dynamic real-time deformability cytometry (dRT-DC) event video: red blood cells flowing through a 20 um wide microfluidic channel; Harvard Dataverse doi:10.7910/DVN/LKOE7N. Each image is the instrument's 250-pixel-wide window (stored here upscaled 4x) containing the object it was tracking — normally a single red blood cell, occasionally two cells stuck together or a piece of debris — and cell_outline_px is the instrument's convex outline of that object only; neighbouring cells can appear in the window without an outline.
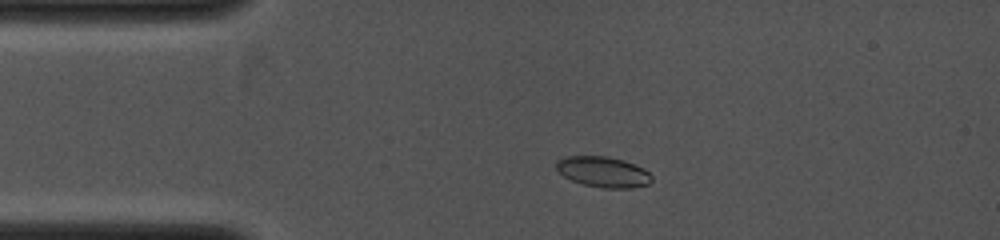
{"species": "common noctule bat (a hibernating species)", "species_latin": "Nyctalus noctula", "temperature_condition": "cold", "stored_images_in_passage": 11, "camera_frame_rate_fps": 4000, "um_per_image_px": 0.085, "animal": {"sex": "female", "body_mass_g": 19.0, "forearm_length_mm": 53.3}, "frame": {"image": 1, "passage_image": 1, "time_ms": 0.0, "image_size_px": [1000, 240], "cell_outline_px": [[652, 180], [648, 184], [632, 188], [604, 188], [584, 184], [572, 180], [564, 176], [556, 168], [556, 160], [564, 156], [608, 156], [624, 160], [644, 168], [652, 176]], "centroid_in_image_um": [51.28, 14.6], "position_along_channel_um": 33.7, "area_um2": 17.05}}
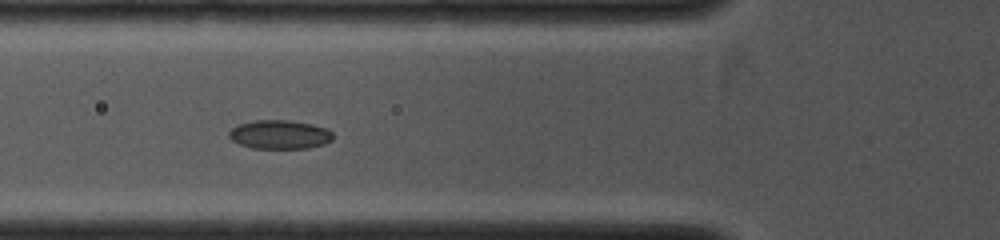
{"frame": {"image": 2, "passage_image": 6, "time_ms": 2.0, "image_size_px": [1000, 240], "cell_outline_px": [[332, 140], [324, 144], [308, 148], [252, 148], [240, 144], [232, 140], [228, 136], [228, 132], [236, 124], [252, 120], [288, 120], [312, 124], [328, 128], [332, 132]], "centroid_in_image_um": [23.76, 11.42], "position_along_channel_um": 102.0, "area_um2": 17.63}}
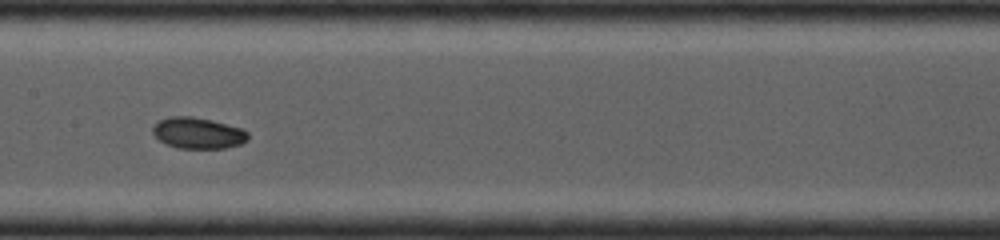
{"frame": {"image": 3, "passage_image": 10, "time_ms": 3.75, "image_size_px": [1000, 240], "cell_outline_px": [[248, 140], [240, 144], [224, 148], [180, 148], [168, 144], [160, 140], [152, 132], [152, 128], [160, 120], [172, 116], [192, 116], [244, 128], [248, 132]], "centroid_in_image_um": [16.87, 11.3], "position_along_channel_um": 190.5, "area_um2": 17.11}}